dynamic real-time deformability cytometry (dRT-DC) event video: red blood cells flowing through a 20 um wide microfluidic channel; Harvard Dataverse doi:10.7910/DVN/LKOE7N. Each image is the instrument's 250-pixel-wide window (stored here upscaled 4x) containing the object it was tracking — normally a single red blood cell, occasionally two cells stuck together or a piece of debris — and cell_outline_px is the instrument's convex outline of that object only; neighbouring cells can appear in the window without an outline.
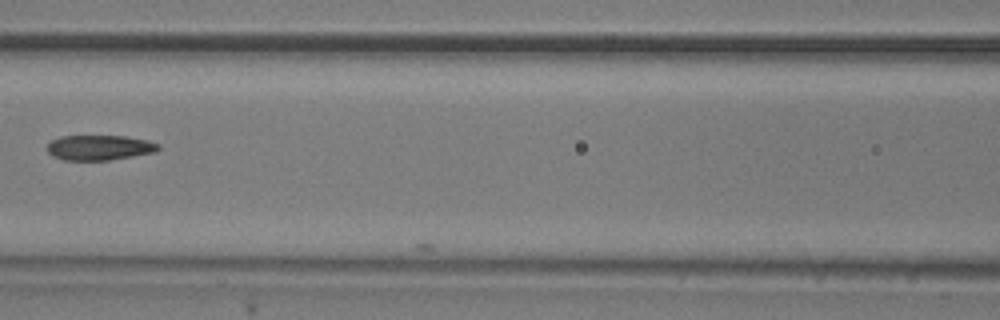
{"species": "common noctule bat (a hibernating species)", "species_latin": "Nyctalus noctula", "temperature_condition": "room temperature", "stored_images_in_passage": 4, "camera_frame_rate_fps": 3000, "um_per_image_px": 0.085, "animal": {"sex": "male", "body_mass_g": 20.5, "forearm_length_mm": 52.5}, "frame": {"image": 1, "passage_image": 4, "time_ms": 1.0, "image_size_px": [1000, 320], "cell_outline_px": [[160, 148], [156, 152], [108, 160], [64, 160], [52, 156], [48, 152], [48, 144], [52, 140], [60, 136], [124, 136], [148, 140], [160, 144]], "centroid_in_image_um": [8.47, 12.54], "position_along_channel_um": 158.1, "area_um2": 16.24}}